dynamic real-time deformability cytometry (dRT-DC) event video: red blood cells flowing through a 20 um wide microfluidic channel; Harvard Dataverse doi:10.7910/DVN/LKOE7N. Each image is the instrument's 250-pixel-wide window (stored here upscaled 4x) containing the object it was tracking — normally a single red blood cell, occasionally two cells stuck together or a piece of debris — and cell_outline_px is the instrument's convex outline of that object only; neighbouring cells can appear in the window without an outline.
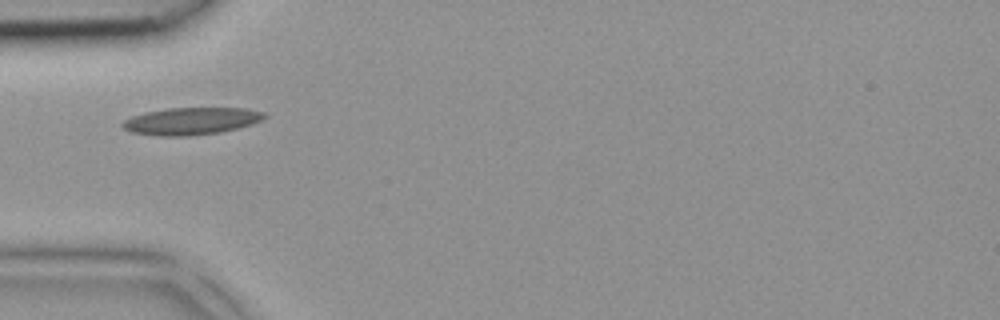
{"species": "common noctule bat (a hibernating species)", "species_latin": "Nyctalus noctula", "temperature_condition": "room temperature", "stored_images_in_passage": 1, "camera_frame_rate_fps": 3000, "um_per_image_px": 0.085, "animal": {"sex": "female", "body_mass_g": 18.4}, "frame": {"image": 1, "passage_image": 1, "time_ms": 0.0, "image_size_px": [1000, 320], "cell_outline_px": [[268, 116], [252, 124], [220, 132], [188, 136], [160, 136], [132, 132], [124, 128], [120, 124], [124, 120], [132, 116], [144, 112], [168, 108], [244, 108], [264, 112]], "centroid_in_image_um": [16.24, 10.28], "position_along_channel_um": 68.8, "area_um2": 22.43}}